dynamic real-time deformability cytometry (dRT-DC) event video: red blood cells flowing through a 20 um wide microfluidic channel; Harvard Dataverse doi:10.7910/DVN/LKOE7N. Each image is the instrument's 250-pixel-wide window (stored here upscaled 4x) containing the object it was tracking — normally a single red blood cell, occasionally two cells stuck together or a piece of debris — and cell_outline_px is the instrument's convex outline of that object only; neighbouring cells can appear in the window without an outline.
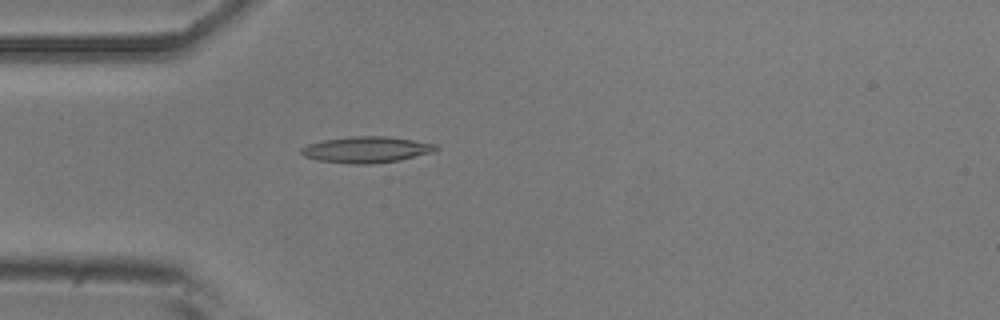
{"species": "common noctule bat (a hibernating species)", "species_latin": "Nyctalus noctula", "temperature_condition": "room temperature", "stored_images_in_passage": 5, "camera_frame_rate_fps": 3000, "um_per_image_px": 0.085, "animal": {"sex": "male", "body_mass_g": 20.5, "forearm_length_mm": 52.5}, "frame": {"image": 1, "passage_image": 5, "time_ms": 4.667, "image_size_px": [1000, 320], "cell_outline_px": [[440, 148], [432, 152], [400, 160], [372, 164], [348, 164], [316, 160], [304, 156], [300, 152], [300, 148], [308, 144], [324, 140], [348, 136], [388, 136], [436, 144]], "centroid_in_image_um": [31.12, 12.72], "position_along_channel_um": 53.9, "area_um2": 20.69}}